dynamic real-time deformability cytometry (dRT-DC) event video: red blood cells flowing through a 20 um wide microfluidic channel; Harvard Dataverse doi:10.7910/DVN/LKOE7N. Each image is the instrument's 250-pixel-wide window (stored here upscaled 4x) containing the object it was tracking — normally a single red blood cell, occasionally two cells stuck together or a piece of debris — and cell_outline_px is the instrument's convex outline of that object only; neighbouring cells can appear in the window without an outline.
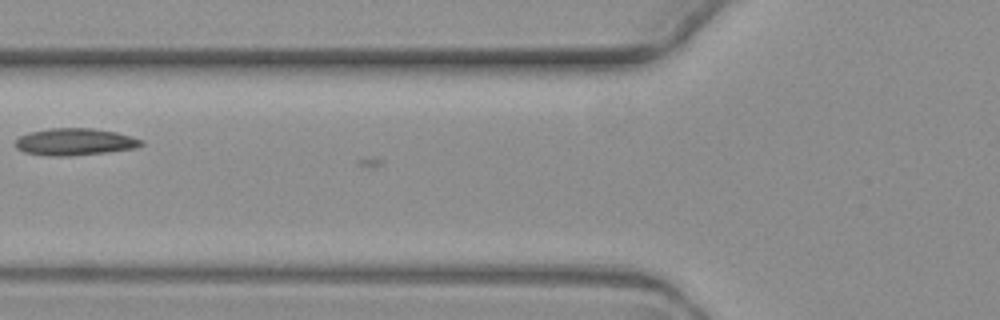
{"species": "common noctule bat (a hibernating species)", "species_latin": "Nyctalus noctula", "temperature_condition": "warm", "stored_images_in_passage": 4, "camera_frame_rate_fps": 3000, "um_per_image_px": 0.085, "animal": {"sex": "female", "body_mass_g": 19.3, "forearm_length_mm": 54.1}, "frame": {"image": 1, "passage_image": 3, "time_ms": 2.333, "image_size_px": [1000, 320], "cell_outline_px": [[144, 144], [136, 148], [104, 152], [68, 156], [48, 156], [24, 152], [16, 148], [16, 140], [20, 136], [28, 132], [48, 128], [92, 128], [116, 132], [132, 136], [144, 140]], "centroid_in_image_um": [6.36, 12.05], "position_along_channel_um": 119.4, "area_um2": 19.88}}